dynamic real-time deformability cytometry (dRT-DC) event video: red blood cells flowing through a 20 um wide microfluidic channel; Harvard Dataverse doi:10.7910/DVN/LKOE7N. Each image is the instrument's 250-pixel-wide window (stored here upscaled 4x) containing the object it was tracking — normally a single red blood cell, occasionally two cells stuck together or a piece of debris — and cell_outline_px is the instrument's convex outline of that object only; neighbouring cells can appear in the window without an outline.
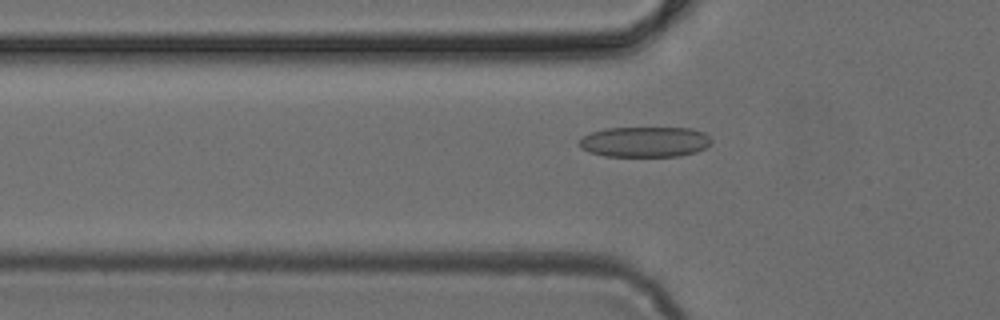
{"species": "common noctule bat (a hibernating species)", "species_latin": "Nyctalus noctula", "temperature_condition": "cold", "stored_images_in_passage": 49, "camera_frame_rate_fps": 3000, "um_per_image_px": 0.085, "animal": {"sex": "female", "body_mass_g": 24.6, "forearm_length_mm": 56.2}, "frame": {"image": 1, "passage_image": 16, "time_ms": 5.0, "image_size_px": [1000, 320], "cell_outline_px": [[712, 144], [696, 152], [680, 156], [604, 156], [588, 152], [580, 148], [580, 140], [584, 136], [592, 132], [604, 128], [692, 128], [704, 132], [712, 140]], "centroid_in_image_um": [54.83, 12.06], "position_along_channel_um": 71.0, "area_um2": 23.52}}
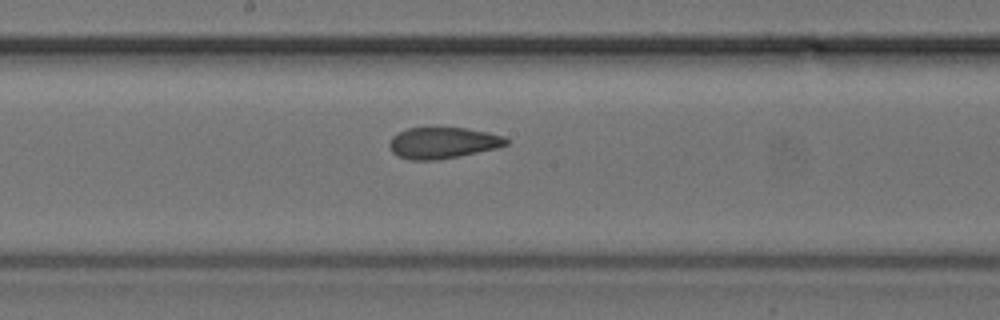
{"frame": {"image": 2, "passage_image": 26, "time_ms": 8.333, "image_size_px": [1000, 320], "cell_outline_px": [[508, 144], [496, 148], [460, 156], [436, 160], [412, 160], [396, 156], [392, 152], [388, 144], [392, 136], [408, 128], [464, 128], [488, 132], [504, 136], [508, 140]], "centroid_in_image_um": [37.62, 12.15], "position_along_channel_um": 210.6, "area_um2": 21.21}}
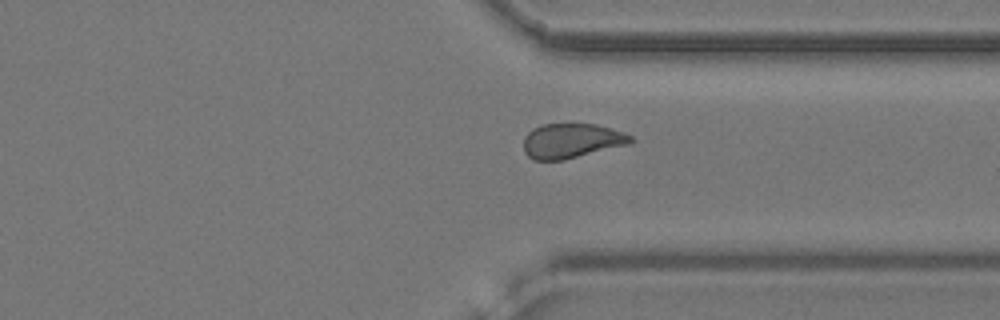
{"frame": {"image": 3, "passage_image": 37, "time_ms": 12.0, "image_size_px": [1000, 320], "cell_outline_px": [[636, 140], [632, 144], [564, 160], [532, 160], [524, 152], [524, 136], [532, 128], [540, 124], [596, 124], [624, 132], [632, 136]], "centroid_in_image_um": [48.61, 11.97], "position_along_channel_um": 362.8, "area_um2": 22.08}}